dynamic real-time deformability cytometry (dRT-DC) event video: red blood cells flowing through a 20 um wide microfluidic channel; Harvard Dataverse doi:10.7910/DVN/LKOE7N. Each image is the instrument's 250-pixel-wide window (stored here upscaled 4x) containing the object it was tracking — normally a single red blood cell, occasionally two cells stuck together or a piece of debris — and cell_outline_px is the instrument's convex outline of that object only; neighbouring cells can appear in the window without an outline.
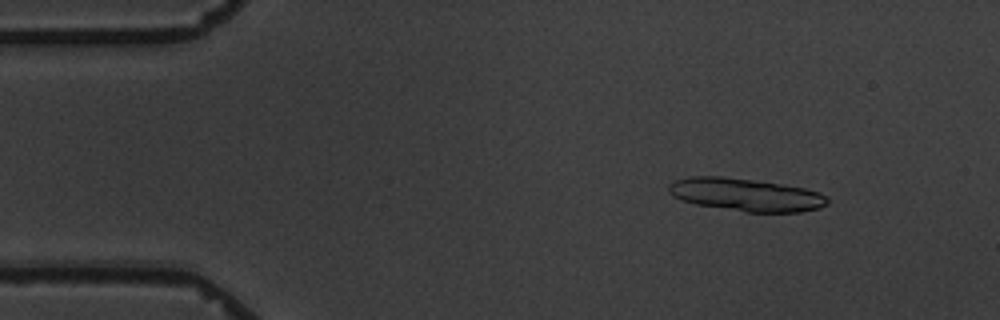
{"species": "common noctule bat (a hibernating species)", "species_latin": "Nyctalus noctula", "temperature_condition": "warm", "stored_images_in_passage": 4, "segment_of_instrument_passage": [1, 2], "camera_frame_rate_fps": 3000, "um_per_image_px": 0.085, "animal": {"sex": "male", "body_mass_g": 19.5, "forearm_length_mm": 54.6}, "frame": {"image": 1, "passage_image": 1, "time_ms": 0.0, "image_size_px": [1000, 320], "cell_outline_px": [[828, 204], [820, 208], [800, 212], [744, 212], [696, 204], [680, 200], [672, 196], [668, 192], [668, 184], [676, 180], [692, 176], [720, 176], [752, 180], [780, 184], [804, 188], [820, 192], [828, 196]], "centroid_in_image_um": [63.4, 16.56], "position_along_channel_um": 21.6, "area_um2": 30.46}}